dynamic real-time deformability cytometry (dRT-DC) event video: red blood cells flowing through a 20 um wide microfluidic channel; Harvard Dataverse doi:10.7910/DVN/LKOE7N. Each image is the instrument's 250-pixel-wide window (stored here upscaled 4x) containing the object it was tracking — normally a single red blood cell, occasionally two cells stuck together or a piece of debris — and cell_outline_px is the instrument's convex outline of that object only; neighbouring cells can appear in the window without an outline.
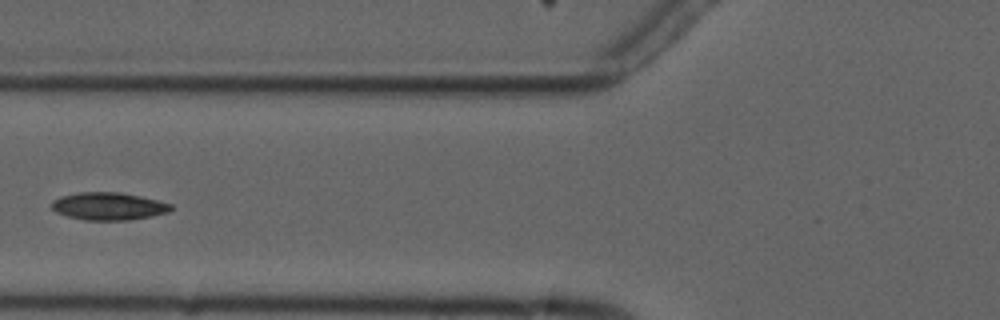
{"species": "common noctule bat (a hibernating species)", "species_latin": "Nyctalus noctula", "temperature_condition": "cold", "stored_images_in_passage": 8, "camera_frame_rate_fps": 3000, "um_per_image_px": 0.085, "animal": {"sex": "male", "forearm_length_mm": 52.5}, "frame": {"image": 1, "passage_image": 5, "time_ms": 5.0, "image_size_px": [1000, 320], "cell_outline_px": [[176, 208], [168, 212], [152, 216], [128, 220], [84, 220], [68, 216], [56, 212], [52, 208], [52, 200], [60, 196], [80, 192], [120, 192], [140, 196], [172, 204]], "centroid_in_image_um": [9.24, 17.53], "position_along_channel_um": 116.6, "area_um2": 19.25}}
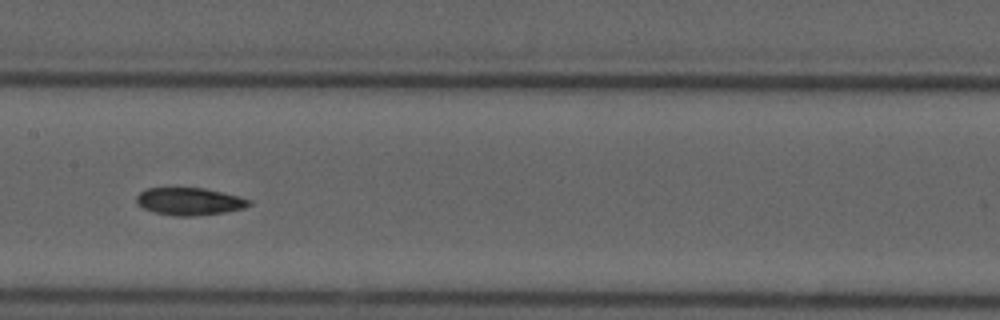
{"frame": {"image": 2, "passage_image": 7, "time_ms": 7.0, "image_size_px": [1000, 320], "cell_outline_px": [[252, 204], [244, 208], [224, 212], [192, 216], [176, 216], [152, 212], [136, 204], [136, 196], [140, 192], [148, 188], [204, 188], [252, 200]], "centroid_in_image_um": [16.07, 17.12], "position_along_channel_um": 191.3, "area_um2": 17.92}}
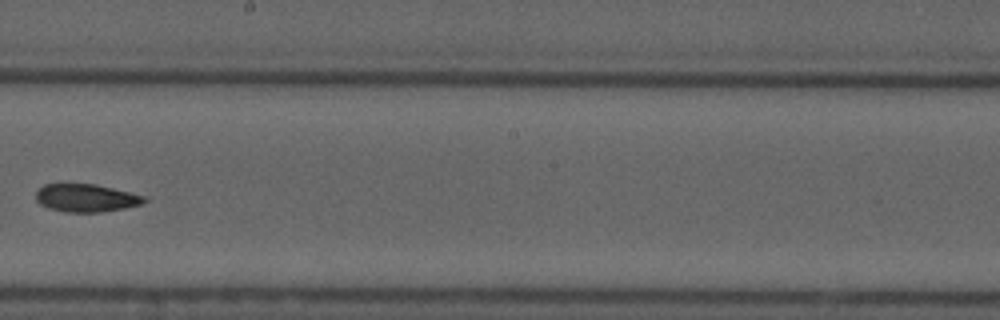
{"frame": {"image": 3, "passage_image": 8, "time_ms": 8.333, "image_size_px": [1000, 320], "cell_outline_px": [[152, 200], [140, 204], [124, 208], [100, 212], [64, 212], [48, 208], [40, 204], [36, 200], [36, 192], [44, 184], [96, 184], [148, 196]], "centroid_in_image_um": [7.37, 16.83], "position_along_channel_um": 240.8, "area_um2": 17.8}}